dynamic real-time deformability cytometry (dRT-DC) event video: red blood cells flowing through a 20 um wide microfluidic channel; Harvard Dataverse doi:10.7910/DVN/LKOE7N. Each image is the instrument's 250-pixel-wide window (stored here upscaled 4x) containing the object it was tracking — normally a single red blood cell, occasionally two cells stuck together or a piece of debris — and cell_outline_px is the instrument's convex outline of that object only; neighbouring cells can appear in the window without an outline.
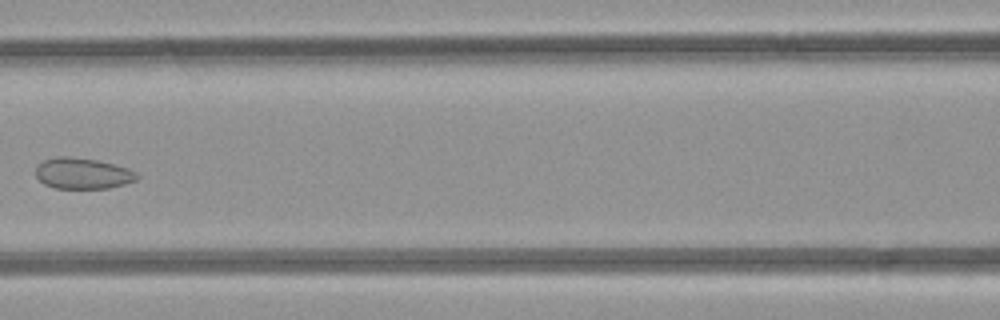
{"species": "common noctule bat (a hibernating species)", "species_latin": "Nyctalus noctula", "temperature_condition": "room temperature", "stored_images_in_passage": 8, "camera_frame_rate_fps": 3000, "um_per_image_px": 0.085, "animal": {"sex": "female", "body_mass_g": 21.9}, "frame": {"image": 1, "passage_image": 7, "time_ms": 6.667, "image_size_px": [1000, 320], "cell_outline_px": [[140, 176], [136, 180], [124, 184], [108, 188], [56, 188], [44, 184], [36, 176], [36, 164], [44, 160], [56, 156], [68, 156], [96, 160], [128, 168], [136, 172]], "centroid_in_image_um": [7.01, 14.73], "position_along_channel_um": 159.6, "area_um2": 18.26}}
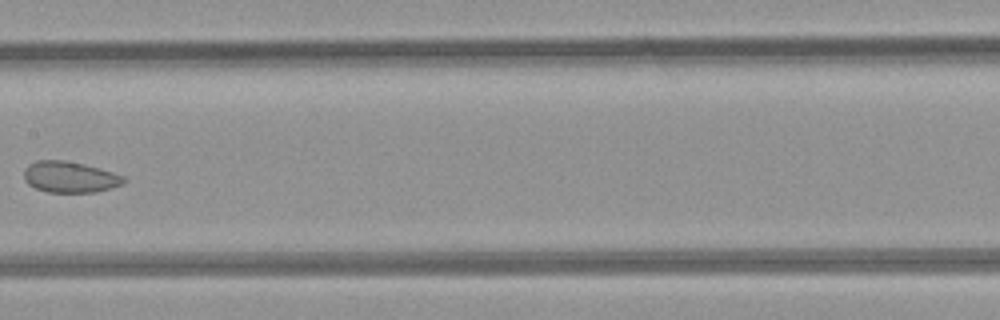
{"frame": {"image": 2, "passage_image": 8, "time_ms": 7.667, "image_size_px": [1000, 320], "cell_outline_px": [[128, 180], [124, 184], [96, 192], [48, 192], [36, 188], [28, 184], [24, 180], [24, 168], [28, 164], [36, 160], [64, 160], [84, 164], [100, 168], [124, 176]], "centroid_in_image_um": [5.94, 15.04], "position_along_channel_um": 201.5, "area_um2": 18.26}}